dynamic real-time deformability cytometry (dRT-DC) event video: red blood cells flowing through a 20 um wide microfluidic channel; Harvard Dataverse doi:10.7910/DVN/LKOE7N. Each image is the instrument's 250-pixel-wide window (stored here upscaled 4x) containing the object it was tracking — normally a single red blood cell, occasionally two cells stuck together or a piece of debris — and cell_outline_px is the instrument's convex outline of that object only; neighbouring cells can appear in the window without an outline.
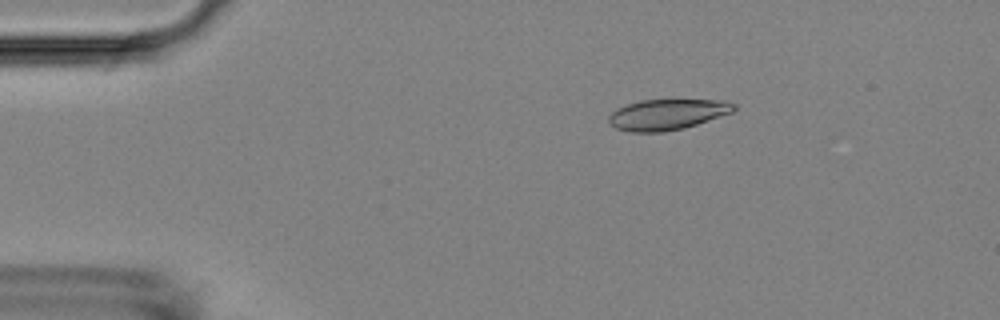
{"species": "Egyptian fruit bat (a non-hibernating species)", "species_latin": "Rousettus aegyptiacus", "temperature_condition": "room temperature", "stored_images_in_passage": 46, "camera_frame_rate_fps": 3000, "um_per_image_px": 0.085, "animal": {"sex": "female"}, "frame": {"image": 1, "passage_image": 1, "time_ms": 0.0, "image_size_px": [1000, 320], "cell_outline_px": [[736, 108], [732, 112], [684, 128], [664, 132], [628, 132], [616, 128], [608, 124], [608, 116], [616, 108], [640, 100], [724, 100], [736, 104]], "centroid_in_image_um": [56.67, 9.73], "position_along_channel_um": 28.3, "area_um2": 22.43}}
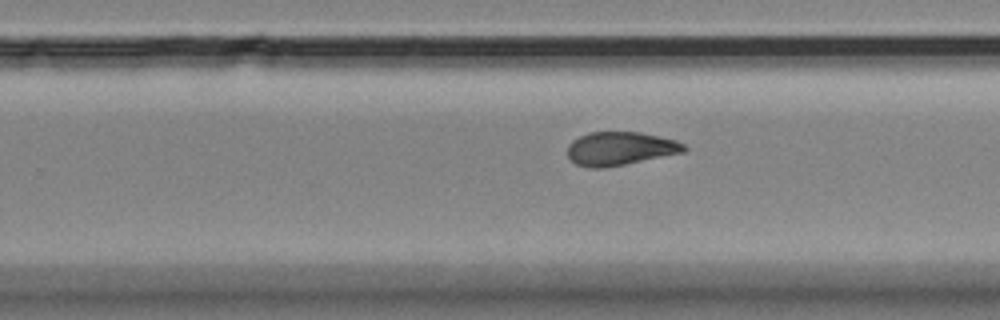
{"frame": {"image": 2, "passage_image": 26, "time_ms": 8.333, "image_size_px": [1000, 320], "cell_outline_px": [[688, 148], [684, 152], [604, 168], [588, 168], [576, 164], [568, 156], [568, 144], [572, 140], [588, 132], [640, 132], [676, 140], [684, 144]], "centroid_in_image_um": [52.7, 12.62], "position_along_channel_um": 277.1, "area_um2": 22.66}}
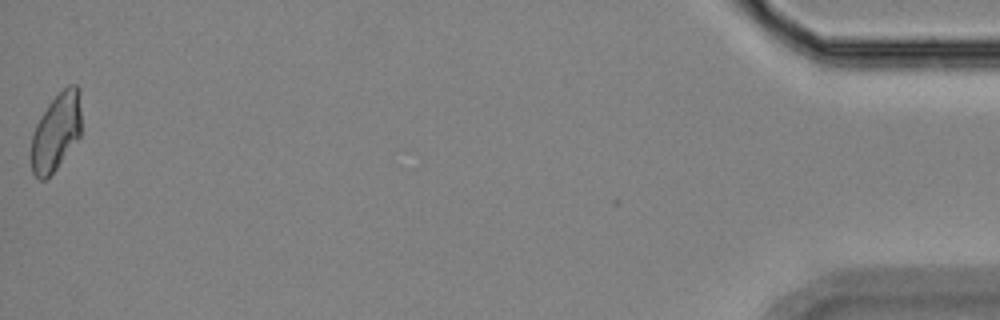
{"frame": {"image": 3, "passage_image": 46, "time_ms": 15.0, "image_size_px": [1000, 320], "cell_outline_px": [[80, 136], [56, 168], [44, 180], [40, 180], [32, 172], [32, 132], [40, 116], [48, 104], [68, 84], [76, 84], [80, 88]], "centroid_in_image_um": [4.77, 11.17], "position_along_channel_um": 430.4, "area_um2": 22.37}, "authors_computed_cell_mechanics": {"area_um2": 22.9466, "velocity_mm_per_s": 3.6684, "shape_relaxation_time_tau1_ms": null, "shape_relaxation_time_tau2_ms": 2.3042, "deformation_change_tau1": null, "deformation_change_tau2": 0.0833}}